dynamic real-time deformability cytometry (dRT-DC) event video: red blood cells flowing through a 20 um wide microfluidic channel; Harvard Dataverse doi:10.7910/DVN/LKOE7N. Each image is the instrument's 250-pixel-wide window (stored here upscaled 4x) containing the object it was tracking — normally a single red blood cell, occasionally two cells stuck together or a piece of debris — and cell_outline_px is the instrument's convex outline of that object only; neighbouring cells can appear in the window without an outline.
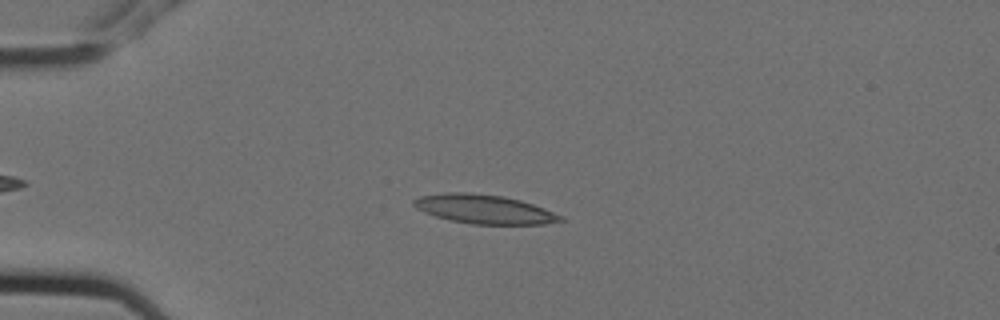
{"species": "Egyptian fruit bat (a non-hibernating species)", "species_latin": "Rousettus aegyptiacus", "temperature_condition": "cold", "stored_images_in_passage": 2, "camera_frame_rate_fps": 3000, "um_per_image_px": 0.085, "animal": {"sex": "female"}, "frame": {"image": 1, "passage_image": 2, "time_ms": 0.333, "image_size_px": [1000, 320], "cell_outline_px": [[564, 220], [544, 224], [472, 224], [448, 220], [424, 212], [416, 208], [412, 204], [412, 200], [420, 196], [444, 192], [468, 192], [504, 196], [520, 200], [544, 208], [564, 216]], "centroid_in_image_um": [41.14, 17.77], "position_along_channel_um": 43.9, "area_um2": 24.91}}